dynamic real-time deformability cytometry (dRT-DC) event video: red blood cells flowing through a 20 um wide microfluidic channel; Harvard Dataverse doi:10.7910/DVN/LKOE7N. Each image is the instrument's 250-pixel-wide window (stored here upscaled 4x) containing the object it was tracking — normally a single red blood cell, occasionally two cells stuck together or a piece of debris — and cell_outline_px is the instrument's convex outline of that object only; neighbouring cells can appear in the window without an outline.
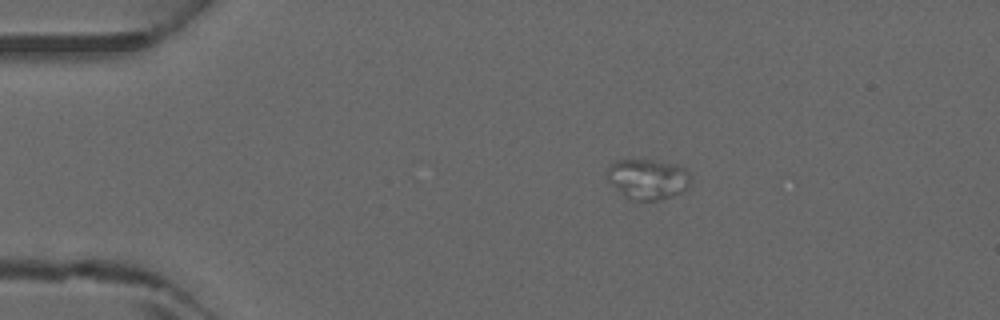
{"species": "common noctule bat (a hibernating species)", "species_latin": "Nyctalus noctula", "temperature_condition": "warm", "stored_images_in_passage": 4, "camera_frame_rate_fps": 3000, "um_per_image_px": 0.085, "animal": {"sex": "male", "forearm_length_mm": 52.5}, "frame": {"image": 1, "passage_image": 1, "time_ms": 0.0, "image_size_px": [1000, 320], "cell_outline_px": [[688, 184], [680, 192], [660, 200], [632, 200], [624, 196], [608, 180], [608, 168], [616, 160], [652, 160], [684, 168], [688, 172]], "centroid_in_image_um": [55.01, 15.23], "position_along_channel_um": 30.0, "area_um2": 18.9}}
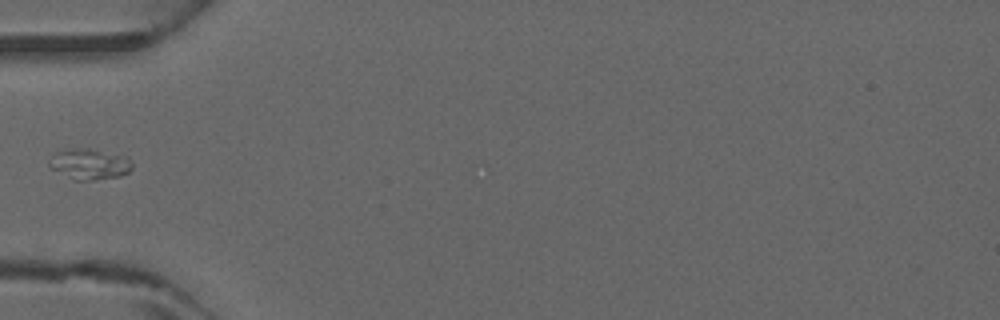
{"frame": {"image": 2, "passage_image": 3, "time_ms": 0.667, "image_size_px": [1000, 320], "cell_outline_px": [[132, 168], [128, 172], [120, 176], [92, 180], [76, 180], [52, 168], [48, 164], [56, 152], [72, 148], [88, 148], [128, 156], [132, 164]], "centroid_in_image_um": [7.66, 13.93], "position_along_channel_um": 77.3, "area_um2": 14.62}}